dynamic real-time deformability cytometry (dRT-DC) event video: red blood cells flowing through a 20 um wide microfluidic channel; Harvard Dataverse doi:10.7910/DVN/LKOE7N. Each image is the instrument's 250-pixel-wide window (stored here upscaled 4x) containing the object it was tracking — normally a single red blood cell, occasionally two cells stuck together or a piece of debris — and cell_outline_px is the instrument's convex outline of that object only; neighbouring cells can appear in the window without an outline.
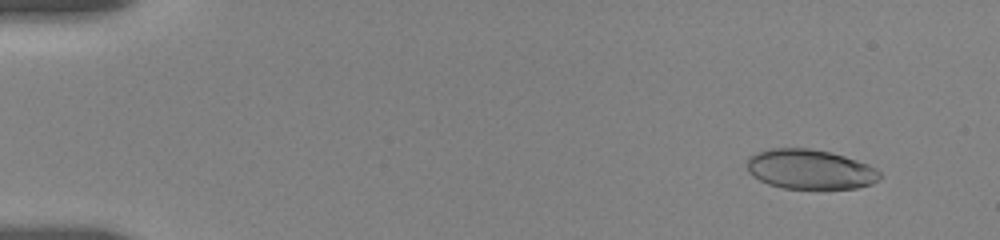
{"species": "human", "species_latin": "Homo sapiens", "temperature_condition": "room temperature", "stored_images_in_passage": 45, "camera_frame_rate_fps": 3000, "um_per_image_px": 0.085, "donor": {"sex": "female"}, "frame": {"image": 1, "passage_image": 3, "time_ms": 0.667, "image_size_px": [1000, 240], "cell_outline_px": [[884, 176], [880, 180], [872, 184], [856, 188], [784, 188], [768, 184], [752, 176], [748, 172], [744, 164], [748, 156], [756, 152], [768, 148], [808, 148], [828, 152], [844, 156], [868, 164], [876, 168]], "centroid_in_image_um": [68.83, 14.38], "position_along_channel_um": 16.2, "area_um2": 31.1}}
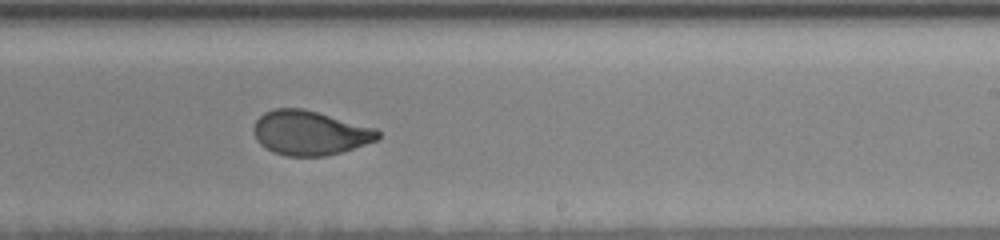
{"frame": {"image": 2, "passage_image": 25, "time_ms": 10.667, "image_size_px": [1000, 240], "cell_outline_px": [[380, 136], [376, 140], [340, 152], [324, 156], [288, 156], [272, 152], [260, 144], [256, 140], [256, 120], [264, 112], [276, 108], [300, 108], [316, 112], [376, 128], [380, 132]], "centroid_in_image_um": [26.33, 11.3], "position_along_channel_um": 262.7, "area_um2": 31.62}}
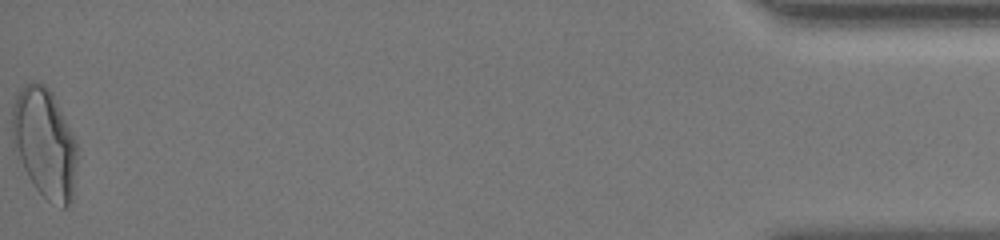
{"frame": {"image": 3, "passage_image": 45, "time_ms": 17.667, "image_size_px": [1000, 240], "cell_outline_px": [[76, 168], [72, 204], [64, 208], [60, 208], [48, 200], [36, 188], [28, 176], [12, 144], [12, 104], [20, 88], [24, 84], [32, 80], [44, 84], [52, 92], [76, 140]], "centroid_in_image_um": [3.79, 12.15], "position_along_channel_um": 431.4, "area_um2": 41.73}, "authors_computed_cell_mechanics": {"area_um2": 32.5992, "velocity_mm_per_s": 3.6567, "shape_relaxation_time_tau1_ms": 5.1178, "shape_relaxation_time_tau2_ms": 0.834, "deformation_change_tau1": 0.1768, "deformation_change_tau2": 0.0668}}